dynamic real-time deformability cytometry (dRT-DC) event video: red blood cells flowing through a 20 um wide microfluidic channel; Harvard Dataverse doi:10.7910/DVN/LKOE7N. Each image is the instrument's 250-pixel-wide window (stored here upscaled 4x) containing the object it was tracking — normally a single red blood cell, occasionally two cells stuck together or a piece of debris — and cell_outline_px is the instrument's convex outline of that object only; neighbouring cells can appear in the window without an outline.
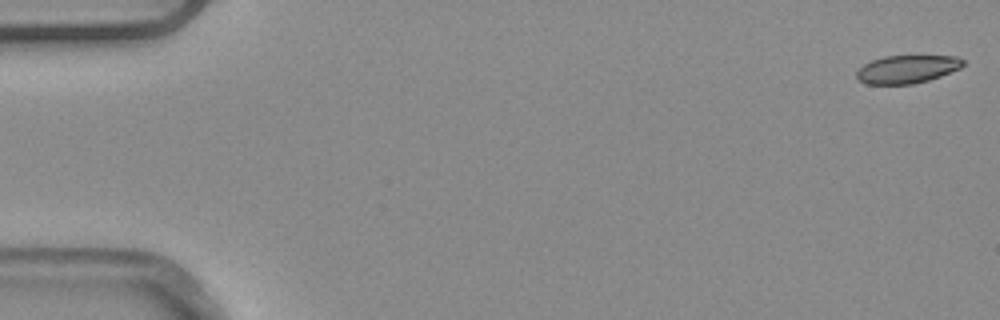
{"species": "common noctule bat (a hibernating species)", "species_latin": "Nyctalus noctula", "temperature_condition": "warm", "stored_images_in_passage": 5, "camera_frame_rate_fps": 3000, "um_per_image_px": 0.085, "animal": {"sex": "male", "body_mass_g": 20.4}, "frame": {"image": 1, "passage_image": 1, "time_ms": 0.0, "image_size_px": [1000, 320], "cell_outline_px": [[964, 64], [960, 68], [940, 76], [928, 80], [912, 84], [864, 84], [856, 76], [856, 72], [864, 64], [872, 60], [884, 56], [956, 56], [964, 60]], "centroid_in_image_um": [77.09, 5.88], "position_along_channel_um": 7.9, "area_um2": 17.28}}
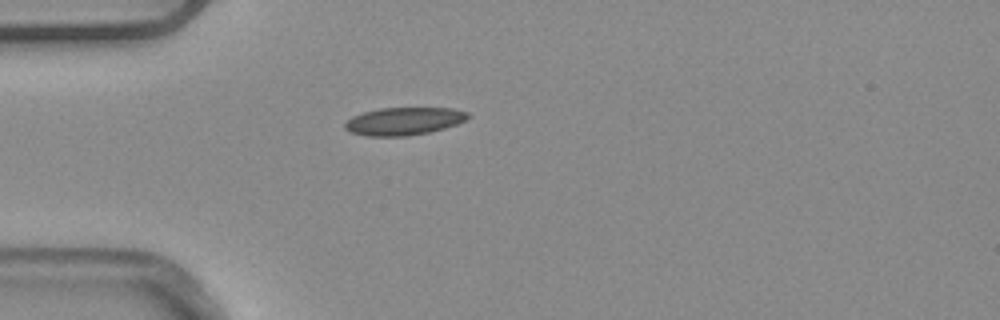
{"frame": {"image": 2, "passage_image": 5, "time_ms": 1.333, "image_size_px": [1000, 320], "cell_outline_px": [[472, 116], [456, 124], [444, 128], [428, 132], [408, 136], [364, 136], [352, 132], [344, 128], [344, 124], [352, 116], [364, 112], [380, 108], [452, 108], [468, 112]], "centroid_in_image_um": [34.33, 10.3], "position_along_channel_um": 50.7, "area_um2": 19.83}}